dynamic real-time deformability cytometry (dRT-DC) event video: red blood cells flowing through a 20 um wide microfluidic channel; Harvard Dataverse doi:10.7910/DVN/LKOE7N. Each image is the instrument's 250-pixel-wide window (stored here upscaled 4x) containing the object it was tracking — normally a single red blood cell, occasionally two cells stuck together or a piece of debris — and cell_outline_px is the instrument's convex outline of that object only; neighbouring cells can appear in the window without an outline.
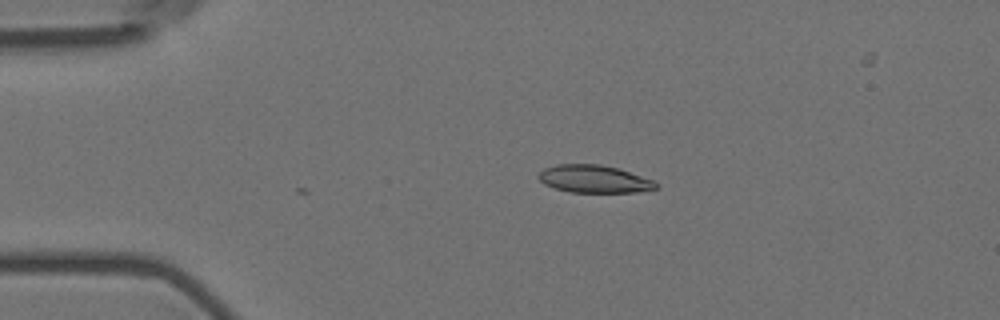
{"species": "Egyptian fruit bat (a non-hibernating species)", "species_latin": "Rousettus aegyptiacus", "temperature_condition": "room temperature", "stored_images_in_passage": 2, "camera_frame_rate_fps": 3000, "um_per_image_px": 0.085, "animal": {"sex": "female"}, "frame": {"image": 1, "passage_image": 1, "time_ms": 0.0, "image_size_px": [1000, 320], "cell_outline_px": [[660, 188], [636, 192], [568, 192], [544, 184], [536, 176], [544, 168], [556, 164], [600, 164], [620, 168], [652, 180], [660, 184]], "centroid_in_image_um": [50.52, 15.21], "position_along_channel_um": 34.5, "area_um2": 19.07}}